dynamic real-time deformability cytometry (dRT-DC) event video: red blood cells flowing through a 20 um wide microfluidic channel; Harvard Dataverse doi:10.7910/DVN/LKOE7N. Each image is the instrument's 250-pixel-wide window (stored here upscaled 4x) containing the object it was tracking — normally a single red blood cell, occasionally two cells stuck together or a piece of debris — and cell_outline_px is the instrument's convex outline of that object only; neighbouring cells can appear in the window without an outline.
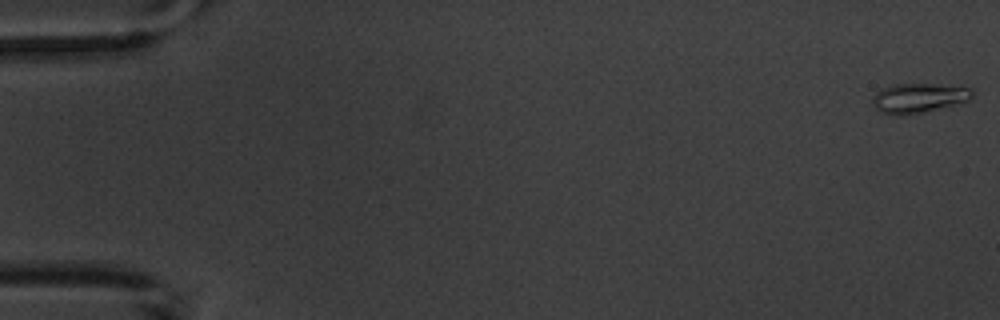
{"species": "common noctule bat (a hibernating species)", "species_latin": "Nyctalus noctula", "temperature_condition": "warm", "stored_images_in_passage": 15, "camera_frame_rate_fps": 3000, "um_per_image_px": 0.085, "animal": {"sex": "male", "body_mass_g": 20.1, "forearm_length_mm": 53.5}, "frame": {"image": 1, "passage_image": 1, "time_ms": 0.0, "image_size_px": [1000, 320], "cell_outline_px": [[972, 96], [968, 100], [920, 112], [900, 116], [896, 116], [880, 112], [872, 104], [872, 96], [876, 92], [892, 84], [940, 84], [972, 88]], "centroid_in_image_um": [78.01, 8.32], "position_along_channel_um": 7.0, "area_um2": 16.94}}
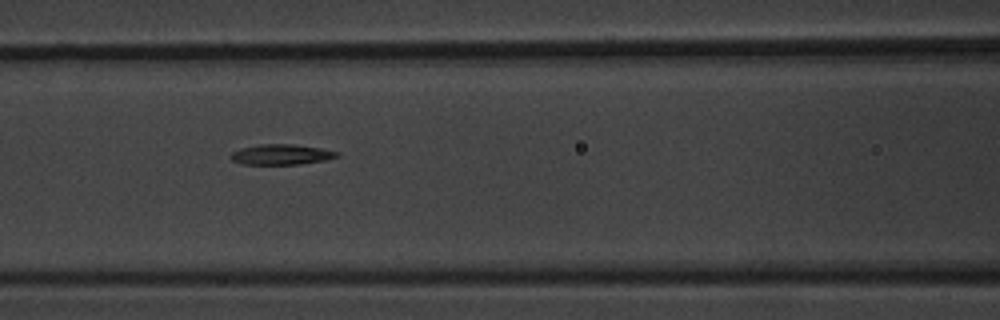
{"frame": {"image": 2, "passage_image": 7, "time_ms": 8.0, "image_size_px": [1000, 320], "cell_outline_px": [[340, 156], [324, 160], [300, 164], [240, 164], [232, 160], [232, 152], [240, 148], [260, 144], [292, 144], [320, 148], [340, 152]], "centroid_in_image_um": [23.92, 13.13], "position_along_channel_um": 142.7, "area_um2": 12.54}}
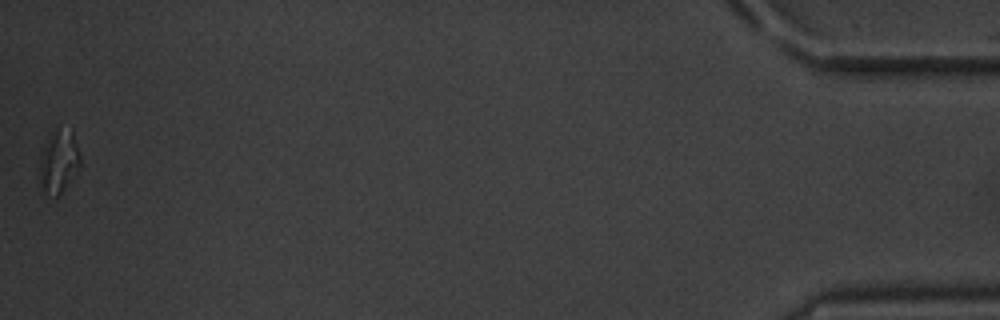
{"frame": {"image": 3, "passage_image": 15, "time_ms": 18.333, "image_size_px": [1000, 320], "cell_outline_px": [[80, 164], [60, 192], [56, 196], [48, 196], [44, 192], [40, 164], [40, 156], [48, 132], [72, 128], [80, 156]], "centroid_in_image_um": [4.99, 13.64], "position_along_channel_um": 430.2, "area_um2": 14.33}}